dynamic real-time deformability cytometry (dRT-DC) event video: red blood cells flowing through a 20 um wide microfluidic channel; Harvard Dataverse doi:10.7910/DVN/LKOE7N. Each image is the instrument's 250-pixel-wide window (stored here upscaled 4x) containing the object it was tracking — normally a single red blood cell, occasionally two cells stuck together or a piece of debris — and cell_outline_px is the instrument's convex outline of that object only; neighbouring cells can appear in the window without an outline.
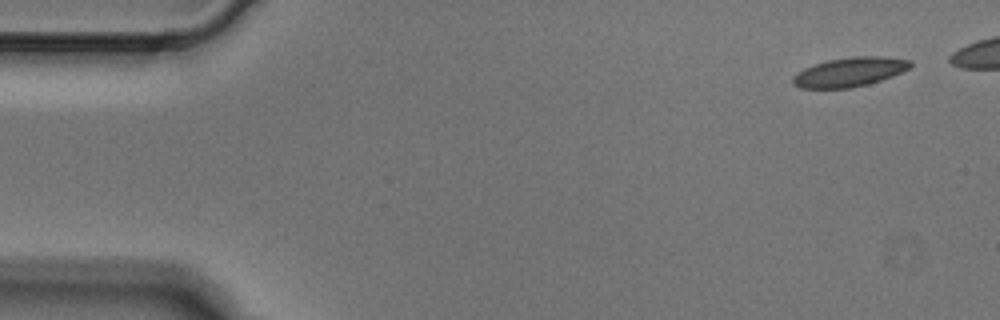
{"species": "Egyptian fruit bat (a non-hibernating species)", "species_latin": "Rousettus aegyptiacus", "temperature_condition": "cold", "stored_images_in_passage": 5, "camera_frame_rate_fps": 3000, "um_per_image_px": 0.085, "animal": {"sex": "male"}, "frame": {"image": 1, "passage_image": 1, "time_ms": 0.0, "image_size_px": [1000, 320], "cell_outline_px": [[912, 64], [908, 68], [892, 76], [868, 84], [848, 88], [800, 88], [792, 84], [792, 76], [796, 72], [804, 68], [828, 60], [852, 56], [884, 56], [912, 60]], "centroid_in_image_um": [72.19, 6.11], "position_along_channel_um": 12.8, "area_um2": 20.0}}